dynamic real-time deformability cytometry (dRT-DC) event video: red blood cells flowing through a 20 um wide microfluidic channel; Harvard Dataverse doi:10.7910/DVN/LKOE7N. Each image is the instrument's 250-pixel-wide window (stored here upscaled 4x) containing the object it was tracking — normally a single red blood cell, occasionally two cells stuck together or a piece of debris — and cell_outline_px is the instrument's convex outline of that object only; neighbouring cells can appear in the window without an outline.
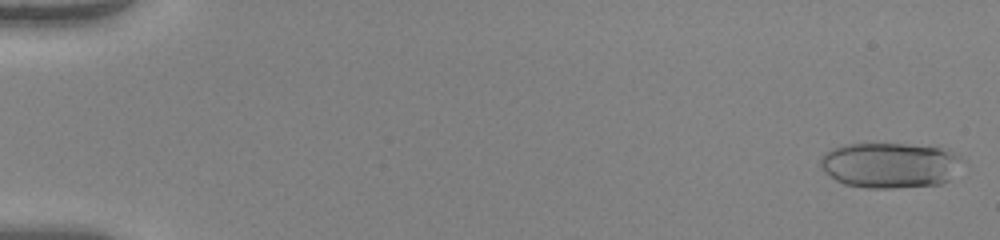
{"species": "human", "species_latin": "Homo sapiens", "temperature_condition": "warm", "stored_images_in_passage": 51, "camera_frame_rate_fps": 3000, "um_per_image_px": 0.085, "donor": {"sex": "female"}, "frame": {"image": 1, "passage_image": 1, "time_ms": 0.0, "image_size_px": [1000, 240], "cell_outline_px": [[968, 160], [948, 180], [940, 184], [892, 188], [864, 188], [844, 184], [836, 180], [824, 172], [820, 164], [820, 160], [824, 152], [832, 148], [844, 144], [936, 144], [948, 148]], "centroid_in_image_um": [75.74, 14.01], "position_along_channel_um": 9.3, "area_um2": 38.67}}
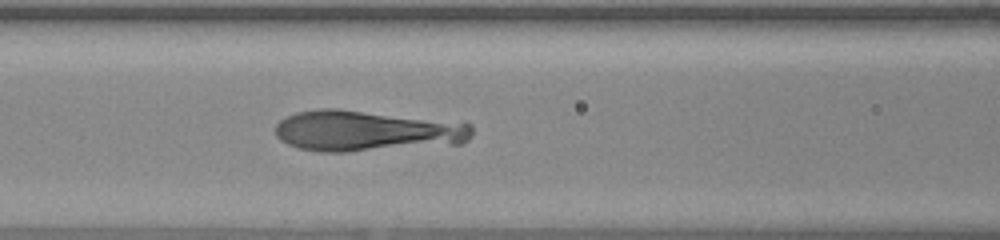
{"frame": {"image": 2, "passage_image": 23, "time_ms": 7.333, "image_size_px": [1000, 240], "cell_outline_px": [[472, 136], [464, 144], [348, 152], [320, 152], [300, 148], [288, 144], [280, 140], [276, 136], [276, 124], [280, 120], [296, 112], [316, 108], [340, 108], [464, 120], [472, 124]], "centroid_in_image_um": [31.3, 11.1], "position_along_channel_um": 135.3, "area_um2": 48.67}}
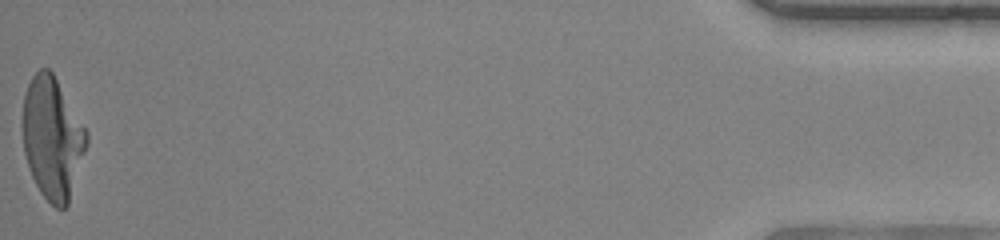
{"frame": {"image": 3, "passage_image": 51, "time_ms": 16.667, "image_size_px": [1000, 240], "cell_outline_px": [[88, 144], [68, 204], [64, 208], [56, 208], [40, 192], [28, 168], [24, 152], [24, 92], [32, 76], [40, 68], [48, 68], [52, 72], [88, 132]], "centroid_in_image_um": [4.47, 11.74], "position_along_channel_um": 430.7, "area_um2": 44.97}}